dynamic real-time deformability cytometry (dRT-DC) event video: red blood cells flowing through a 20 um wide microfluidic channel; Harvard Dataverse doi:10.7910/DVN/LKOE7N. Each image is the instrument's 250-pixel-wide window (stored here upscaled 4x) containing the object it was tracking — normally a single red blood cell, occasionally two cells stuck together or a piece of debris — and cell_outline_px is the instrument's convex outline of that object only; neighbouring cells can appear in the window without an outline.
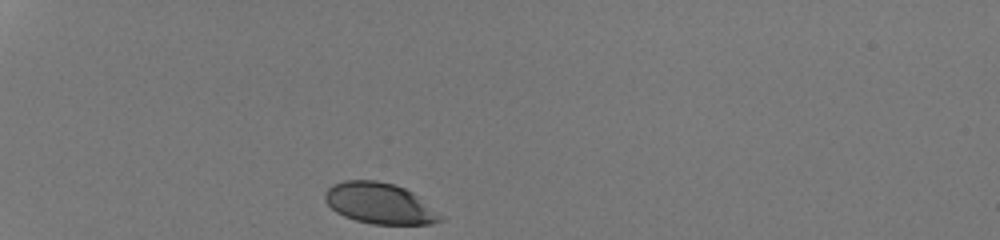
{"species": "human", "species_latin": "Homo sapiens", "temperature_condition": "room temperature", "stored_images_in_passage": 30, "camera_frame_rate_fps": 3000, "um_per_image_px": 0.085, "donor": {"sex": "male"}, "frame": {"image": 1, "passage_image": 1, "time_ms": 0.0, "image_size_px": [1000, 240], "cell_outline_px": [[444, 216], [440, 220], [432, 224], [372, 224], [356, 220], [344, 216], [336, 212], [324, 200], [324, 196], [328, 188], [332, 184], [344, 180], [376, 180], [392, 184], [404, 188], [420, 196]], "centroid_in_image_um": [32.28, 17.28], "position_along_channel_um": 52.7, "area_um2": 27.63}}
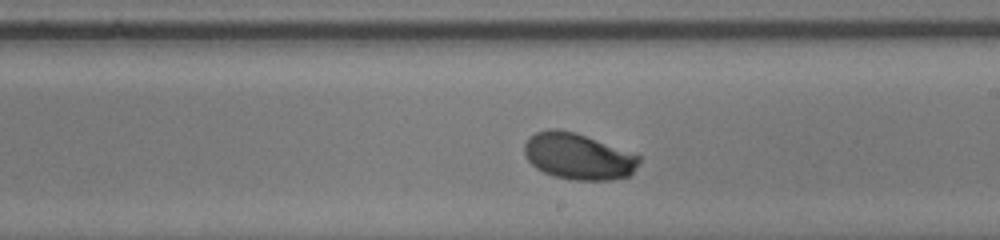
{"frame": {"image": 2, "passage_image": 18, "time_ms": 5.667, "image_size_px": [1000, 240], "cell_outline_px": [[640, 160], [636, 168], [628, 176], [608, 180], [576, 180], [556, 176], [544, 172], [536, 168], [524, 156], [524, 144], [536, 132], [548, 128], [560, 128], [576, 132], [640, 156]], "centroid_in_image_um": [49.12, 13.28], "position_along_channel_um": 239.9, "area_um2": 30.75}}
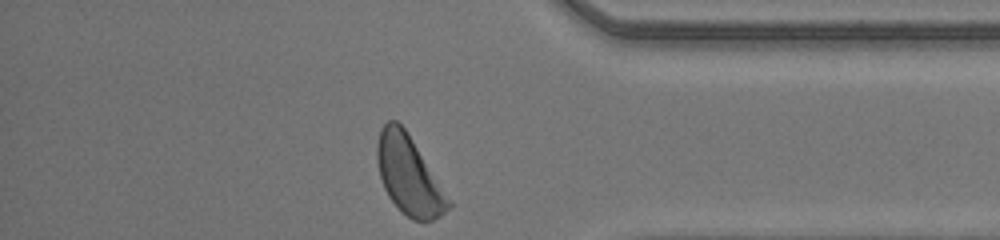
{"frame": {"image": 3, "passage_image": 30, "time_ms": 9.667, "image_size_px": [1000, 240], "cell_outline_px": [[452, 204], [440, 216], [432, 220], [412, 220], [388, 196], [384, 188], [380, 176], [376, 160], [376, 144], [380, 128], [388, 120], [396, 120], [404, 128], [452, 200]], "centroid_in_image_um": [34.75, 14.88], "position_along_channel_um": 400.5, "area_um2": 32.25}, "authors_computed_cell_mechanics": {"area_um2": 30.7207, "velocity_mm_per_s": 4.2163, "shape_relaxation_time_tau1_ms": 1.9441, "shape_relaxation_time_tau2_ms": null, "deformation_change_tau1": 0.1195, "deformation_change_tau2": null}}